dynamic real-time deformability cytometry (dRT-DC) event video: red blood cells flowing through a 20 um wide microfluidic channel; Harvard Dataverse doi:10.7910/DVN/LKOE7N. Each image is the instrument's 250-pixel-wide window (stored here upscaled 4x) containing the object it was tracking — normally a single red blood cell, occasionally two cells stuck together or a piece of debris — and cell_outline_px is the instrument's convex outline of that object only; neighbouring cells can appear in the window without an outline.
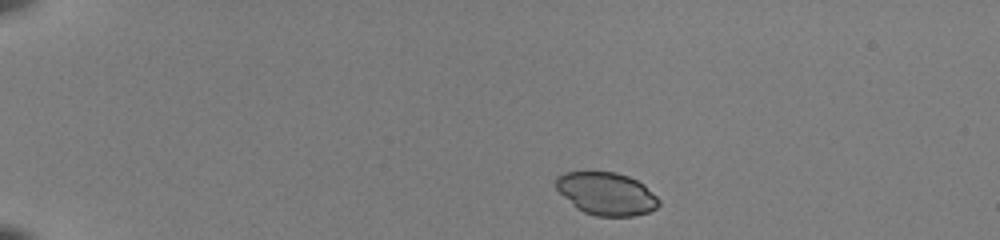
{"species": "common noctule bat (a hibernating species)", "species_latin": "Nyctalus noctula", "temperature_condition": "room temperature", "stored_images_in_passage": 42, "camera_frame_rate_fps": 3000, "um_per_image_px": 0.085, "animal": {"sex": "female", "body_mass_g": 22.0, "forearm_length_mm": 56.7}, "frame": {"image": 1, "passage_image": 1, "time_ms": 0.0, "image_size_px": [1000, 240], "cell_outline_px": [[660, 204], [656, 208], [648, 212], [632, 216], [596, 216], [584, 212], [576, 208], [556, 188], [556, 180], [564, 172], [616, 172], [628, 176], [644, 184], [660, 200]], "centroid_in_image_um": [51.57, 16.47], "position_along_channel_um": 33.4, "area_um2": 25.43}}
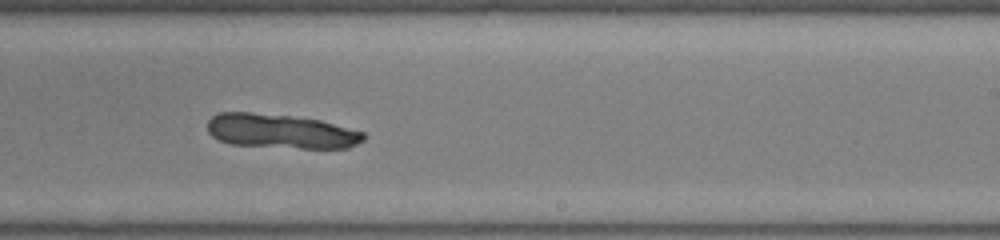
{"frame": {"image": 2, "passage_image": 25, "time_ms": 8.0, "image_size_px": [1000, 240], "cell_outline_px": [[368, 136], [364, 140], [348, 148], [300, 148], [228, 144], [212, 136], [208, 132], [208, 120], [212, 116], [220, 112], [252, 112], [288, 116], [320, 120], [364, 132]], "centroid_in_image_um": [23.87, 11.16], "position_along_channel_um": 265.1, "area_um2": 31.21}}
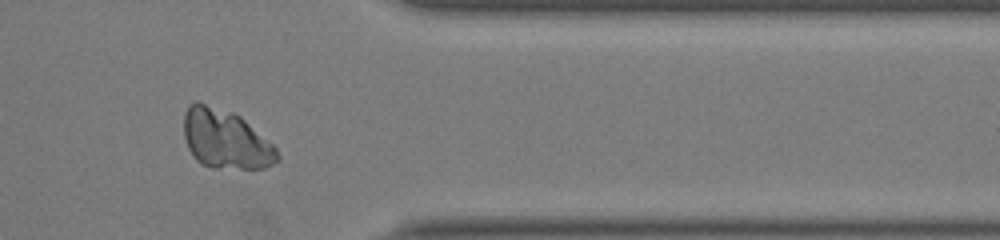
{"frame": {"image": 3, "passage_image": 35, "time_ms": 11.333, "image_size_px": [1000, 240], "cell_outline_px": [[280, 160], [264, 168], [212, 168], [196, 160], [188, 148], [184, 136], [184, 112], [188, 104], [196, 100], [232, 112], [240, 116], [272, 144], [276, 148], [280, 156]], "centroid_in_image_um": [19.15, 11.82], "position_along_channel_um": 392.3, "area_um2": 32.19}}